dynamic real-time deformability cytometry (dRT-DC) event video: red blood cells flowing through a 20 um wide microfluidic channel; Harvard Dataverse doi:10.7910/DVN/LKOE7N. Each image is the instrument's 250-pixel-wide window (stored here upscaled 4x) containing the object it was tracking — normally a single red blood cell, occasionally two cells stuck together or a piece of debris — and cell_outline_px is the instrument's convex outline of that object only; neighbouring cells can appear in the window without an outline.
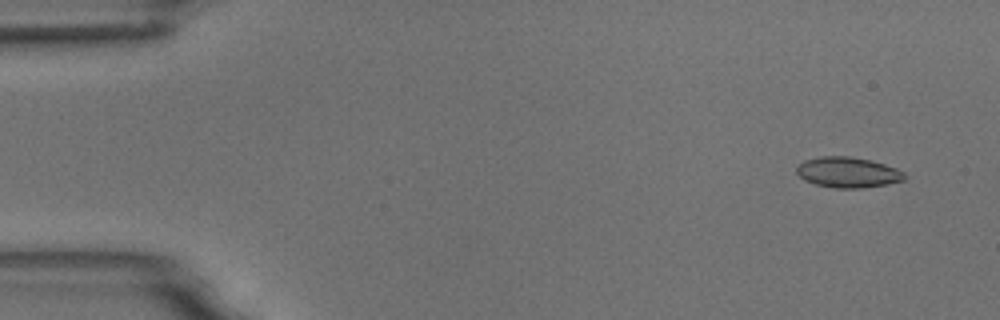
{"species": "common noctule bat (a hibernating species)", "species_latin": "Nyctalus noctula", "temperature_condition": "room temperature", "stored_images_in_passage": 8, "camera_frame_rate_fps": 3000, "um_per_image_px": 0.085, "animal": {"sex": "male", "body_mass_g": 18.8}, "frame": {"image": 1, "passage_image": 1, "time_ms": 0.0, "image_size_px": [1000, 320], "cell_outline_px": [[904, 180], [888, 184], [864, 188], [832, 188], [816, 184], [804, 180], [796, 172], [796, 168], [804, 160], [820, 156], [848, 156], [868, 160], [884, 164], [896, 168], [904, 172]], "centroid_in_image_um": [72.05, 14.65], "position_along_channel_um": 12.9, "area_um2": 19.13}}
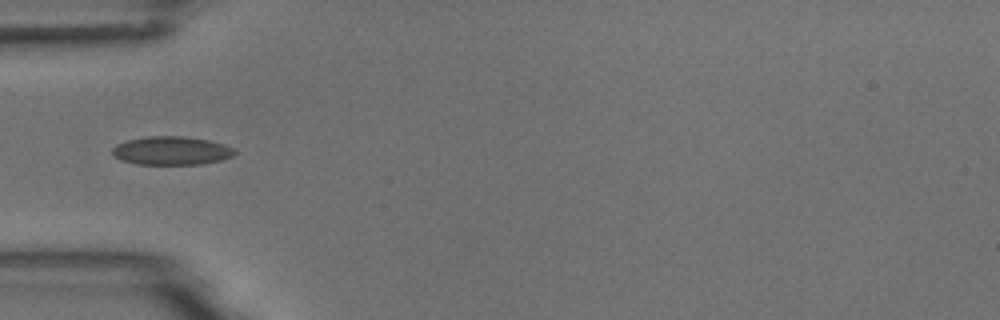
{"frame": {"image": 2, "passage_image": 5, "time_ms": 4.667, "image_size_px": [1000, 320], "cell_outline_px": [[236, 152], [232, 156], [220, 160], [200, 164], [136, 164], [120, 160], [112, 156], [112, 148], [116, 144], [128, 140], [148, 136], [184, 136], [208, 140], [224, 144], [232, 148]], "centroid_in_image_um": [14.53, 12.81], "position_along_channel_um": 70.5, "area_um2": 20.29}}